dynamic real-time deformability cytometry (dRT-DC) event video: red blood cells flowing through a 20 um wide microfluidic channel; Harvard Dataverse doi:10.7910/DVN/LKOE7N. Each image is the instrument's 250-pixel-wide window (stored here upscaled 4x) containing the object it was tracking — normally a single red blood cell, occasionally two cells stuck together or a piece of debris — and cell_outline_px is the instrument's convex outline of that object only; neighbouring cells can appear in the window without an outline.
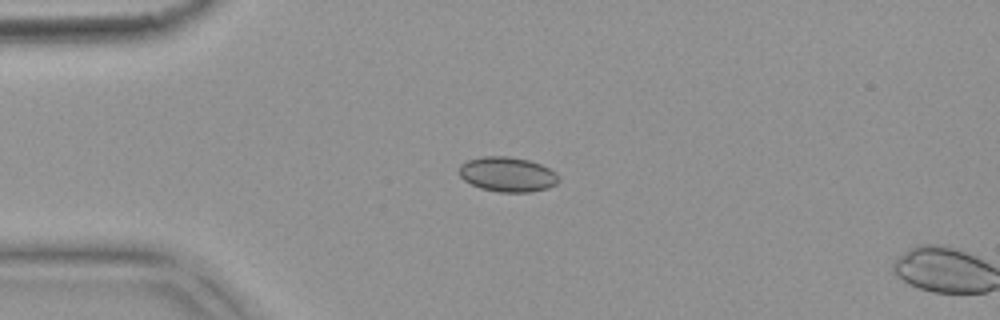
{"species": "common noctule bat (a hibernating species)", "species_latin": "Nyctalus noctula", "temperature_condition": "warm", "stored_images_in_passage": 5, "camera_frame_rate_fps": 3000, "um_per_image_px": 0.085, "animal": {"sex": "female", "body_mass_g": 18.4}, "frame": {"image": 1, "passage_image": 4, "time_ms": 1.0, "image_size_px": [1000, 320], "cell_outline_px": [[560, 180], [556, 184], [548, 188], [532, 192], [500, 192], [480, 188], [464, 180], [456, 172], [460, 164], [468, 160], [484, 156], [508, 156], [528, 160], [540, 164], [556, 172]], "centroid_in_image_um": [43.12, 14.82], "position_along_channel_um": 41.9, "area_um2": 20.35}}